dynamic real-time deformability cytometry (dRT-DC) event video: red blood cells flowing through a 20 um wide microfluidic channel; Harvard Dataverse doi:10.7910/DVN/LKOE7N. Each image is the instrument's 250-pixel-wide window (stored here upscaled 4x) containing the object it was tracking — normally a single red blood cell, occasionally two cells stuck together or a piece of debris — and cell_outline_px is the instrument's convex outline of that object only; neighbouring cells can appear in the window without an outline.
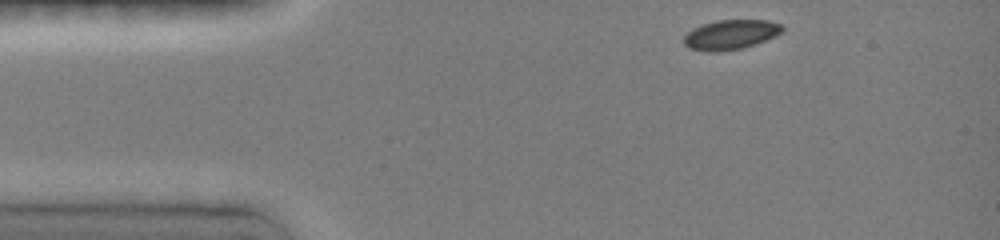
{"species": "common noctule bat (a hibernating species)", "species_latin": "Nyctalus noctula", "temperature_condition": "room temperature", "stored_images_in_passage": 7, "camera_frame_rate_fps": 3000, "um_per_image_px": 0.085, "animal": {"sex": "female", "body_mass_g": 19.0, "forearm_length_mm": 51.5}, "frame": {"image": 1, "passage_image": 1, "time_ms": 0.0, "image_size_px": [1000, 240], "cell_outline_px": [[784, 28], [776, 36], [740, 48], [716, 52], [712, 52], [692, 48], [684, 44], [684, 36], [692, 28], [704, 24], [720, 20], [768, 20], [780, 24]], "centroid_in_image_um": [62.1, 2.93], "position_along_channel_um": 22.9, "area_um2": 16.59}}
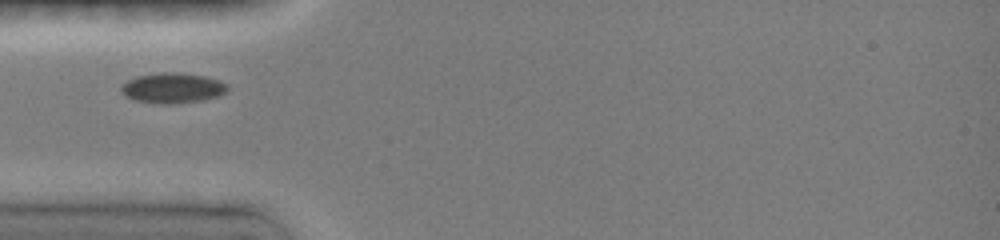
{"frame": {"image": 2, "passage_image": 4, "time_ms": 2.667, "image_size_px": [1000, 240], "cell_outline_px": [[228, 88], [224, 92], [216, 96], [200, 100], [168, 104], [160, 104], [136, 100], [128, 96], [120, 88], [128, 80], [136, 76], [160, 72], [180, 72], [204, 76], [220, 80], [228, 84]], "centroid_in_image_um": [14.69, 7.46], "position_along_channel_um": 70.3, "area_um2": 18.44}}
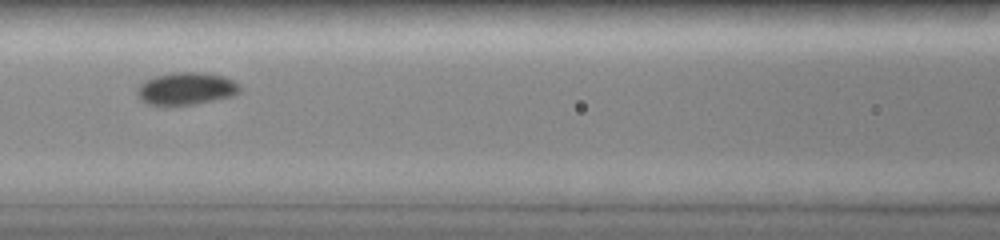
{"frame": {"image": 3, "passage_image": 6, "time_ms": 4.667, "image_size_px": [1000, 240], "cell_outline_px": [[240, 88], [232, 96], [196, 104], [148, 104], [140, 100], [140, 84], [144, 80], [156, 76], [176, 72], [200, 72], [224, 76], [232, 80]], "centroid_in_image_um": [15.84, 7.52], "position_along_channel_um": 150.8, "area_um2": 18.79}}